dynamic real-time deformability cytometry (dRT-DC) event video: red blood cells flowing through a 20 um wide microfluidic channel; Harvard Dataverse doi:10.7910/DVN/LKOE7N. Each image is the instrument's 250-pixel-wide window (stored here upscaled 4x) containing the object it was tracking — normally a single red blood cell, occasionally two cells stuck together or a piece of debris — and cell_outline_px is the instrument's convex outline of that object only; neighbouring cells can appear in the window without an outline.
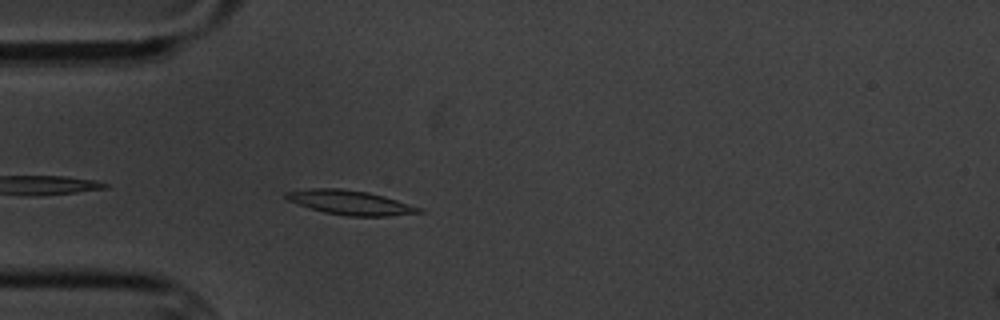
{"species": "common noctule bat (a hibernating species)", "species_latin": "Nyctalus noctula", "temperature_condition": "cold", "stored_images_in_passage": 3, "camera_frame_rate_fps": 3000, "um_per_image_px": 0.085, "animal": {"sex": "male", "body_mass_g": 20.1, "forearm_length_mm": 53.5}, "frame": {"image": 1, "passage_image": 3, "time_ms": 2.333, "image_size_px": [1000, 320], "cell_outline_px": [[424, 212], [388, 216], [348, 216], [324, 212], [288, 200], [284, 196], [284, 192], [312, 188], [340, 188], [368, 192], [384, 196], [424, 208]], "centroid_in_image_um": [29.82, 17.21], "position_along_channel_um": 55.2, "area_um2": 18.79}}